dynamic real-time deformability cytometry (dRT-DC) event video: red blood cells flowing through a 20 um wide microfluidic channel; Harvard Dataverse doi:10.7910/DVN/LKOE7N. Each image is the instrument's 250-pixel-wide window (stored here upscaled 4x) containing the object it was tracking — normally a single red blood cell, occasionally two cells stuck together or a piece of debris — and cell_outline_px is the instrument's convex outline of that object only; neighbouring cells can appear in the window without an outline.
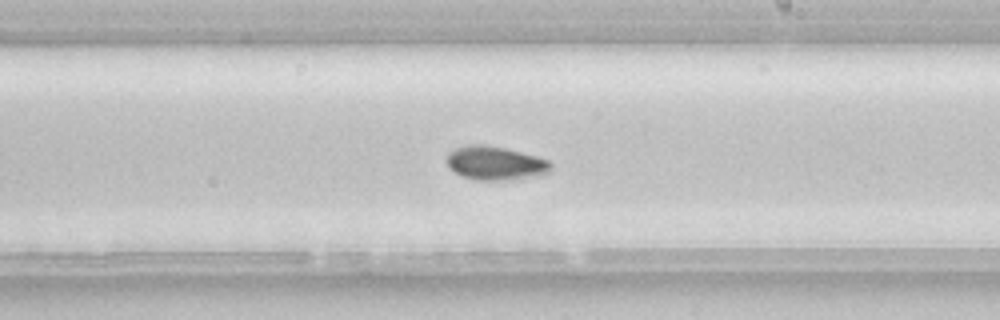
{"species": "common noctule bat (a hibernating species)", "species_latin": "Nyctalus noctula", "temperature_condition": "room temperature", "stored_images_in_passage": 54, "camera_frame_rate_fps": 3000, "um_per_image_px": 0.085, "animal": {"sex": "female", "body_mass_g": 22.7, "forearm_length_mm": 54.2}, "frame": {"image": 1, "passage_image": 31, "time_ms": 10.0, "image_size_px": [1000, 320], "cell_outline_px": [[552, 168], [548, 172], [536, 176], [500, 180], [476, 180], [464, 176], [448, 168], [444, 160], [448, 152], [456, 148], [468, 144], [484, 144], [504, 148], [536, 156], [548, 160], [552, 164]], "centroid_in_image_um": [42.05, 13.85], "position_along_channel_um": 247.0, "area_um2": 20.46}}
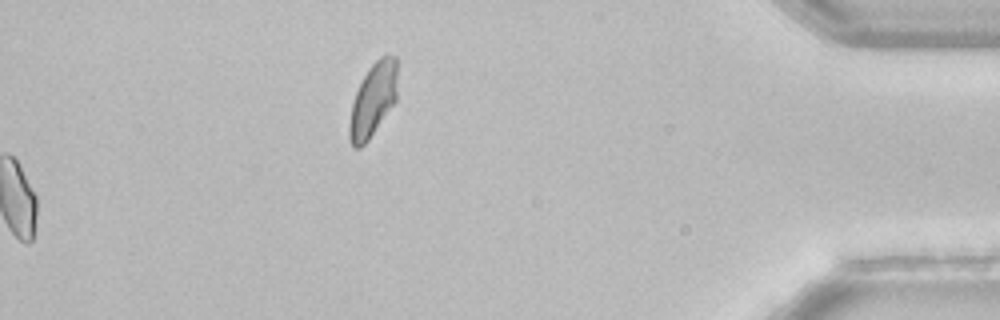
{"frame": {"image": 2, "passage_image": 54, "time_ms": 17.667, "image_size_px": [1000, 320], "cell_outline_px": [[396, 100], [368, 140], [360, 148], [352, 148], [348, 136], [348, 124], [352, 104], [356, 92], [368, 68], [380, 56], [388, 52], [396, 56]], "centroid_in_image_um": [31.68, 8.47], "position_along_channel_um": 403.5, "area_um2": 20.58}}